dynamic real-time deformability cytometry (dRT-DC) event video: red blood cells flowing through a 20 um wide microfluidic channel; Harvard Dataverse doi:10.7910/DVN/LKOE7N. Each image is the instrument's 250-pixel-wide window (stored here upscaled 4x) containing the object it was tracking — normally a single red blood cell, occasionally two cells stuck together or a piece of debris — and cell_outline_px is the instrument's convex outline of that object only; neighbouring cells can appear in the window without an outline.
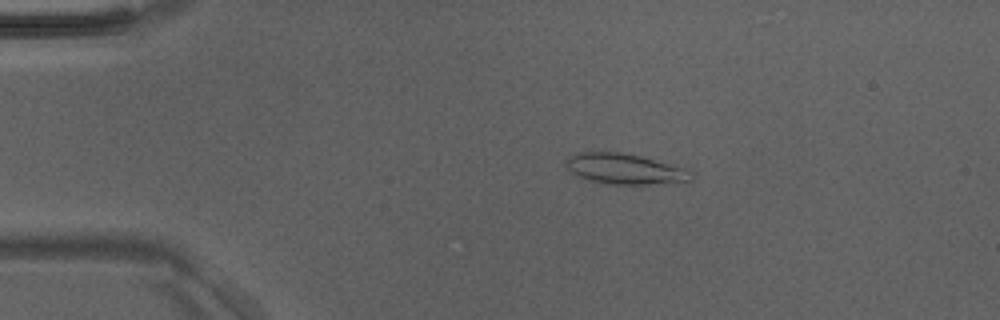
{"species": "Egyptian fruit bat (a non-hibernating species)", "species_latin": "Rousettus aegyptiacus", "temperature_condition": "room temperature", "stored_images_in_passage": 48, "camera_frame_rate_fps": 3000, "um_per_image_px": 0.085, "animal": {"sex": "male"}, "frame": {"image": 1, "passage_image": 9, "time_ms": 2.667, "image_size_px": [1000, 320], "cell_outline_px": [[696, 176], [692, 180], [648, 184], [612, 184], [592, 180], [580, 176], [572, 172], [568, 168], [564, 160], [568, 156], [580, 152], [620, 152], [640, 156], [692, 168], [696, 172]], "centroid_in_image_um": [53.23, 14.34], "position_along_channel_um": 31.8, "area_um2": 22.43}}
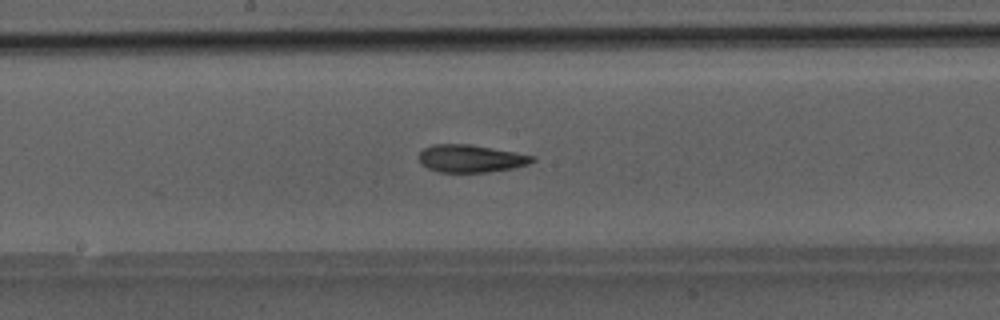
{"frame": {"image": 2, "passage_image": 25, "time_ms": 8.0, "image_size_px": [1000, 320], "cell_outline_px": [[536, 160], [528, 164], [512, 168], [488, 172], [440, 172], [428, 168], [420, 164], [420, 152], [424, 148], [432, 144], [468, 144], [536, 156]], "centroid_in_image_um": [40.01, 13.48], "position_along_channel_um": 208.2, "area_um2": 18.09}}
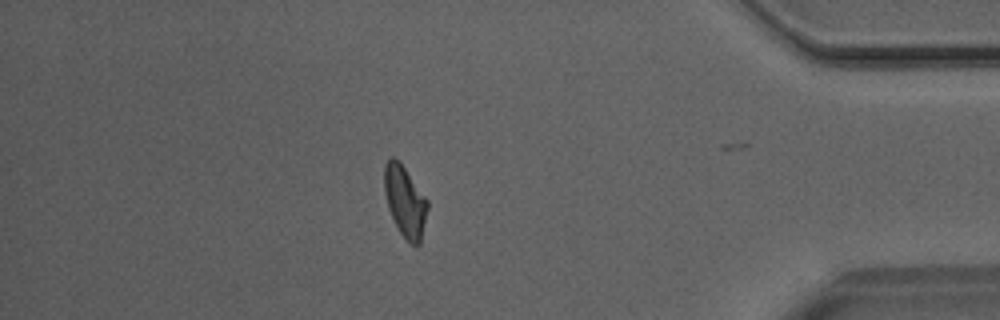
{"frame": {"image": 3, "passage_image": 41, "time_ms": 13.333, "image_size_px": [1000, 320], "cell_outline_px": [[428, 208], [420, 244], [416, 248], [400, 232], [388, 208], [384, 192], [384, 164], [388, 156], [392, 156], [400, 160], [428, 200]], "centroid_in_image_um": [34.42, 17.05], "position_along_channel_um": 400.8, "area_um2": 18.09}}